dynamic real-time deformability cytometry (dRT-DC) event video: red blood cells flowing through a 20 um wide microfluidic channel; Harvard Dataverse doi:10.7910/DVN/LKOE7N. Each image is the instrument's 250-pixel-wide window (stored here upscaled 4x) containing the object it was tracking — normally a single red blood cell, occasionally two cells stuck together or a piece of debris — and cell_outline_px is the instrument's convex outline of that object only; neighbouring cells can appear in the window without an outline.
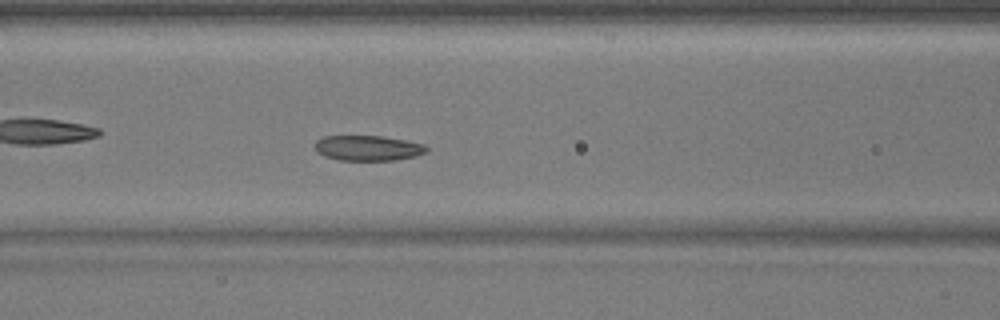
{"species": "common noctule bat (a hibernating species)", "species_latin": "Nyctalus noctula", "temperature_condition": "warm", "stored_images_in_passage": 53, "camera_frame_rate_fps": 3000, "um_per_image_px": 0.085, "animal": {"sex": "male", "body_mass_g": 17.9}, "frame": {"image": 1, "passage_image": 23, "time_ms": 7.333, "image_size_px": [1000, 320], "cell_outline_px": [[428, 152], [416, 156], [396, 160], [340, 160], [324, 156], [316, 152], [316, 140], [324, 136], [380, 136], [404, 140], [424, 144], [428, 148]], "centroid_in_image_um": [31.29, 12.59], "position_along_channel_um": 135.3, "area_um2": 16.42}}